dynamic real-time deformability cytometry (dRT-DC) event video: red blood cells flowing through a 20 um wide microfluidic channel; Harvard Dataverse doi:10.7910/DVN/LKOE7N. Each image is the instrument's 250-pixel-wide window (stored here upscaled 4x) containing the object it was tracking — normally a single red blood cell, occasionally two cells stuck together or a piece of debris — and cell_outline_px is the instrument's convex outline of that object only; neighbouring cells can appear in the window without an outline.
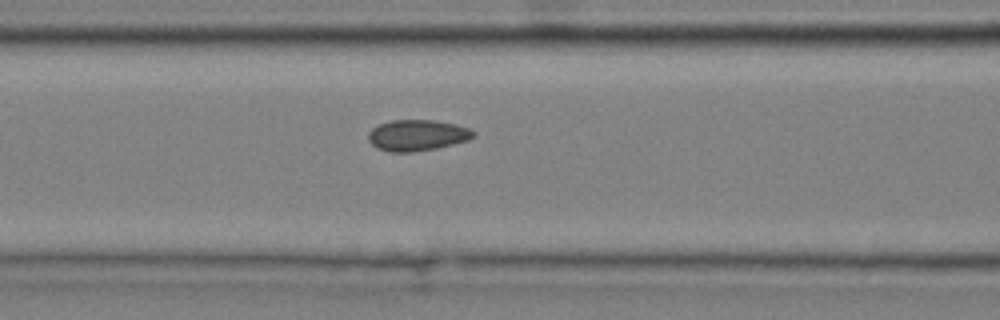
{"species": "common noctule bat (a hibernating species)", "species_latin": "Nyctalus noctula", "temperature_condition": "cold", "stored_images_in_passage": 8, "camera_frame_rate_fps": 3000, "um_per_image_px": 0.085, "animal": {"sex": "male", "body_mass_g": 20.4}, "frame": {"image": 1, "passage_image": 8, "time_ms": 2.333, "image_size_px": [1000, 320], "cell_outline_px": [[476, 136], [468, 140], [436, 148], [412, 152], [388, 152], [376, 148], [368, 140], [368, 132], [372, 128], [380, 124], [392, 120], [432, 120], [456, 124], [468, 128], [476, 132]], "centroid_in_image_um": [35.45, 11.5], "position_along_channel_um": 131.1, "area_um2": 19.07}}